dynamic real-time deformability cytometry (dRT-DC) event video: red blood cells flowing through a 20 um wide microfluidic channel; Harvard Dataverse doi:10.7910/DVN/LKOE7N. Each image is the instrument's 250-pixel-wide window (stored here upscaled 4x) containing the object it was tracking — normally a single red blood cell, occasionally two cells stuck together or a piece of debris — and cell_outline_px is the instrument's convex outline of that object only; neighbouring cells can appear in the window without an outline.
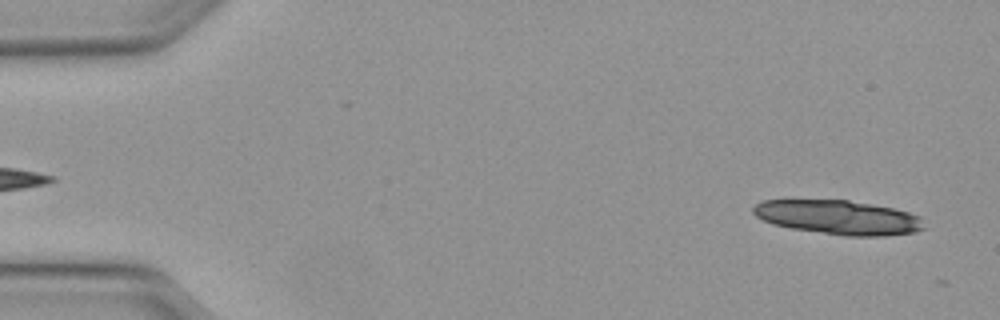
{"species": "Egyptian fruit bat (a non-hibernating species)", "species_latin": "Rousettus aegyptiacus", "temperature_condition": "warm", "stored_images_in_passage": 12, "camera_frame_rate_fps": 3000, "um_per_image_px": 0.085, "animal": {"sex": "female"}, "frame": {"image": 1, "passage_image": 2, "time_ms": 0.333, "image_size_px": [1000, 320], "cell_outline_px": [[924, 228], [916, 232], [884, 236], [848, 236], [792, 228], [772, 224], [756, 216], [752, 212], [752, 208], [760, 200], [848, 200], [872, 204], [892, 208], [908, 212], [920, 216]], "centroid_in_image_um": [71.26, 18.47], "position_along_channel_um": 13.7, "area_um2": 33.93}}